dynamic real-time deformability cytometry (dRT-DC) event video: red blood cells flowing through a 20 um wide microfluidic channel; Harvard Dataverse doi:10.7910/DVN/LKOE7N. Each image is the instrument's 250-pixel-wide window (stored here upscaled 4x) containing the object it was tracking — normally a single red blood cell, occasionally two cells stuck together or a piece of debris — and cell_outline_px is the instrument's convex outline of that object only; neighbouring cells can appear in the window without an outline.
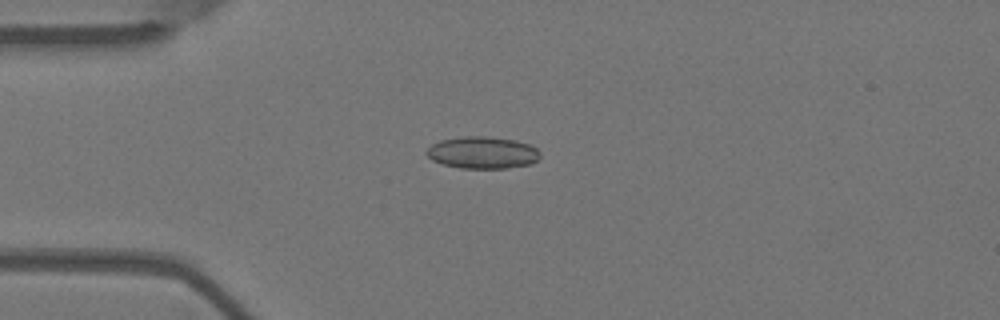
{"species": "Egyptian fruit bat (a non-hibernating species)", "species_latin": "Rousettus aegyptiacus", "temperature_condition": "warm", "stored_images_in_passage": 42, "camera_frame_rate_fps": 3000, "um_per_image_px": 0.085, "animal": {"sex": "female"}, "frame": {"image": 1, "passage_image": 1, "time_ms": 0.0, "image_size_px": [1000, 320], "cell_outline_px": [[540, 156], [532, 164], [504, 168], [460, 168], [444, 164], [432, 160], [424, 152], [432, 144], [440, 140], [464, 136], [488, 136], [516, 140], [528, 144], [536, 148], [540, 152]], "centroid_in_image_um": [41.01, 12.96], "position_along_channel_um": 44.0, "area_um2": 21.21}}
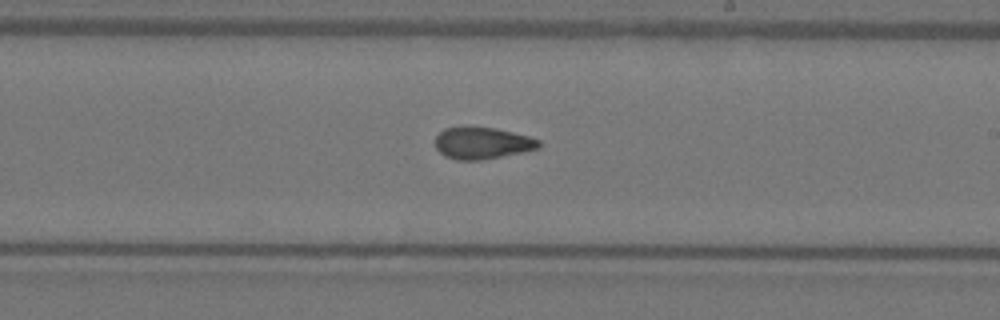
{"frame": {"image": 2, "passage_image": 19, "time_ms": 6.0, "image_size_px": [1000, 320], "cell_outline_px": [[540, 148], [524, 152], [480, 160], [456, 160], [444, 156], [436, 148], [436, 136], [444, 128], [468, 124], [496, 128], [528, 136], [540, 140]], "centroid_in_image_um": [40.97, 12.13], "position_along_channel_um": 248.0, "area_um2": 19.71}}
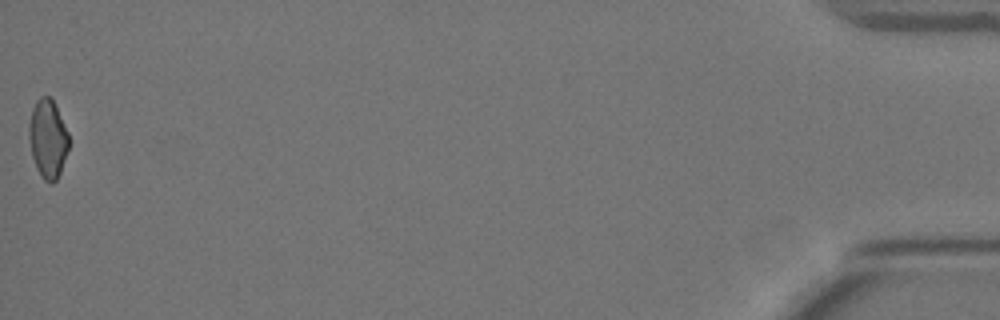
{"frame": {"image": 3, "passage_image": 42, "time_ms": 13.667, "image_size_px": [1000, 320], "cell_outline_px": [[68, 148], [60, 172], [56, 180], [52, 184], [44, 180], [40, 176], [36, 168], [32, 156], [28, 136], [28, 128], [32, 108], [36, 100], [40, 96], [48, 96], [52, 100], [68, 132]], "centroid_in_image_um": [4.04, 11.81], "position_along_channel_um": 431.2, "area_um2": 18.09}, "authors_computed_cell_mechanics": {"area_um2": 19.363, "velocity_mm_per_s": 3.6976, "shape_relaxation_time_tau1_ms": null, "shape_relaxation_time_tau2_ms": 2.4231, "deformation_change_tau1": null, "deformation_change_tau2": 0.0868}}